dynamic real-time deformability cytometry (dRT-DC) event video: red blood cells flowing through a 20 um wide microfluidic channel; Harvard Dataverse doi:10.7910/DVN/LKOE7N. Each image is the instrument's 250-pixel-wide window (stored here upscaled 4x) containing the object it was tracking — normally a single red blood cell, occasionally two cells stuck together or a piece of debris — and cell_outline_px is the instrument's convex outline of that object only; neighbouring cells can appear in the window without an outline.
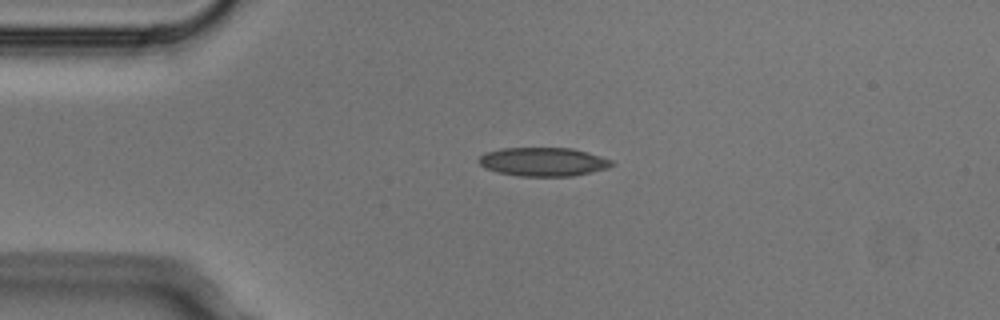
{"species": "Egyptian fruit bat (a non-hibernating species)", "species_latin": "Rousettus aegyptiacus", "temperature_condition": "cold", "stored_images_in_passage": 3, "camera_frame_rate_fps": 3000, "um_per_image_px": 0.085, "animal": {"sex": "male"}, "frame": {"image": 1, "passage_image": 1, "time_ms": 0.0, "image_size_px": [1000, 320], "cell_outline_px": [[616, 164], [608, 168], [572, 176], [520, 176], [496, 172], [484, 168], [476, 160], [484, 152], [504, 148], [572, 148], [588, 152], [612, 160]], "centroid_in_image_um": [46.16, 13.75], "position_along_channel_um": 38.8, "area_um2": 22.37}}
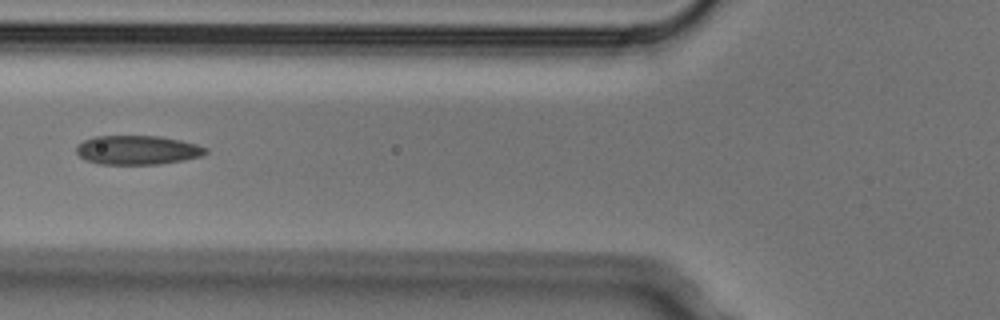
{"frame": {"image": 2, "passage_image": 3, "time_ms": 0.667, "image_size_px": [1000, 320], "cell_outline_px": [[208, 152], [200, 156], [184, 160], [160, 164], [100, 164], [84, 160], [76, 152], [76, 144], [84, 140], [96, 136], [160, 136], [180, 140], [196, 144], [208, 148]], "centroid_in_image_um": [11.67, 12.75], "position_along_channel_um": 114.1, "area_um2": 22.02}}